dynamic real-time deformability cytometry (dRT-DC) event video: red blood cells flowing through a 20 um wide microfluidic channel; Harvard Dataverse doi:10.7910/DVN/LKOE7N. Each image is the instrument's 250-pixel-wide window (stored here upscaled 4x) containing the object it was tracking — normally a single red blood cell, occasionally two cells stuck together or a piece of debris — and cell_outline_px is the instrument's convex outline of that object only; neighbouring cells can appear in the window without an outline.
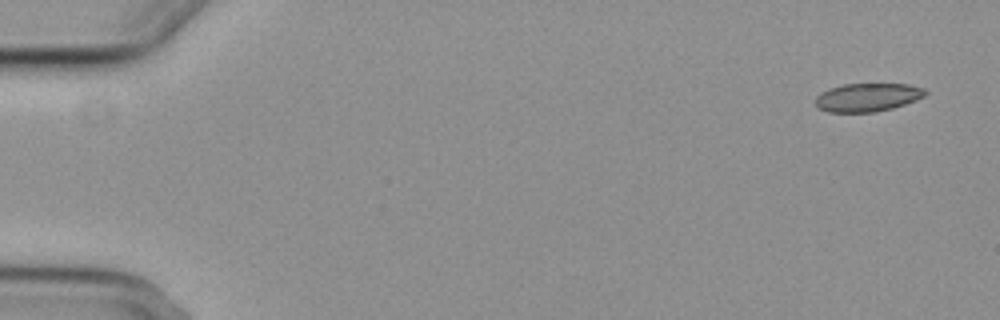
{"species": "common noctule bat (a hibernating species)", "species_latin": "Nyctalus noctula", "temperature_condition": "cold", "stored_images_in_passage": 6, "camera_frame_rate_fps": 3000, "um_per_image_px": 0.085, "animal": {"sex": "female", "body_mass_g": 29.2, "forearm_length_mm": 56.3}, "frame": {"image": 1, "passage_image": 1, "time_ms": 0.0, "image_size_px": [1000, 320], "cell_outline_px": [[928, 92], [924, 96], [916, 100], [892, 108], [876, 112], [828, 112], [820, 108], [816, 104], [816, 96], [820, 92], [828, 88], [844, 84], [908, 84], [924, 88]], "centroid_in_image_um": [73.74, 8.27], "position_along_channel_um": 11.3, "area_um2": 18.15}}